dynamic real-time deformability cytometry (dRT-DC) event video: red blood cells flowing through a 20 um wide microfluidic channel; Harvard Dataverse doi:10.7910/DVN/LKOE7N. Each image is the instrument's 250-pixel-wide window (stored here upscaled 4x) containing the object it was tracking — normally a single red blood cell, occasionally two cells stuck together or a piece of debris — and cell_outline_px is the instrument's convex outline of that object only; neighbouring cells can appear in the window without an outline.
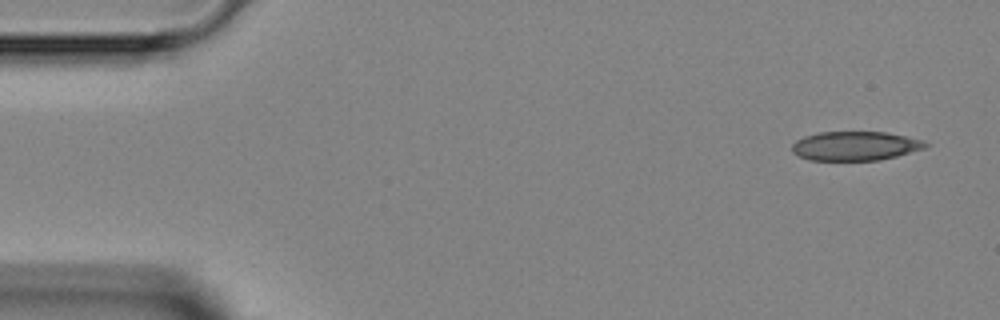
{"species": "Egyptian fruit bat (a non-hibernating species)", "species_latin": "Rousettus aegyptiacus", "temperature_condition": "room temperature", "stored_images_in_passage": 1, "camera_frame_rate_fps": 3000, "um_per_image_px": 0.085, "animal": {"sex": "female"}, "frame": {"image": 1, "passage_image": 1, "time_ms": 0.0, "image_size_px": [1000, 320], "cell_outline_px": [[928, 144], [924, 148], [896, 156], [880, 160], [808, 160], [792, 152], [792, 144], [796, 140], [804, 136], [816, 132], [888, 132], [920, 140]], "centroid_in_image_um": [72.63, 12.4], "position_along_channel_um": 12.4, "area_um2": 22.48}}